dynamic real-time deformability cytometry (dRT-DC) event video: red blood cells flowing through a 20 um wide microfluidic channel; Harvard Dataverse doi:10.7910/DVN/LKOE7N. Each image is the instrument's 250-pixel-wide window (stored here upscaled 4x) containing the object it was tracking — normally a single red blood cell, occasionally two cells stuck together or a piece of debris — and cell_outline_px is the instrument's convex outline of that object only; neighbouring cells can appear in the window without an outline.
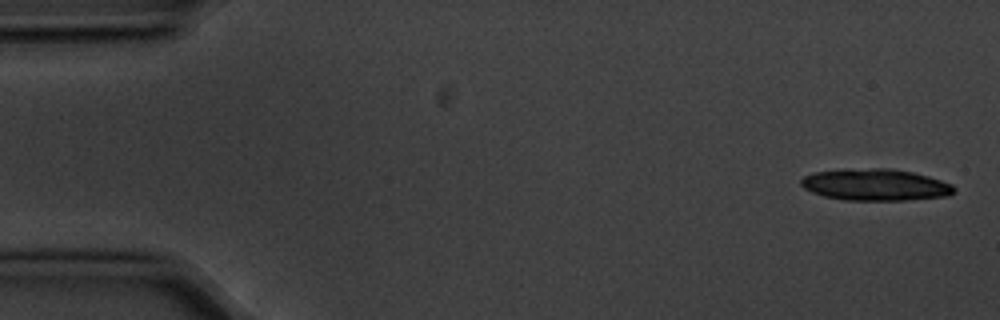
{"species": "common noctule bat (a hibernating species)", "species_latin": "Nyctalus noctula", "temperature_condition": "cold", "stored_images_in_passage": 5, "camera_frame_rate_fps": 3000, "um_per_image_px": 0.085, "animal": {"sex": "male", "body_mass_g": 20.1, "forearm_length_mm": 53.5}, "frame": {"image": 1, "passage_image": 1, "time_ms": 0.0, "image_size_px": [1000, 320], "cell_outline_px": [[956, 192], [948, 196], [904, 200], [844, 200], [824, 196], [812, 192], [804, 188], [800, 184], [800, 180], [804, 176], [812, 172], [872, 168], [892, 168], [912, 172], [928, 176], [952, 184], [956, 188]], "centroid_in_image_um": [74.43, 15.71], "position_along_channel_um": 10.6, "area_um2": 28.21}}